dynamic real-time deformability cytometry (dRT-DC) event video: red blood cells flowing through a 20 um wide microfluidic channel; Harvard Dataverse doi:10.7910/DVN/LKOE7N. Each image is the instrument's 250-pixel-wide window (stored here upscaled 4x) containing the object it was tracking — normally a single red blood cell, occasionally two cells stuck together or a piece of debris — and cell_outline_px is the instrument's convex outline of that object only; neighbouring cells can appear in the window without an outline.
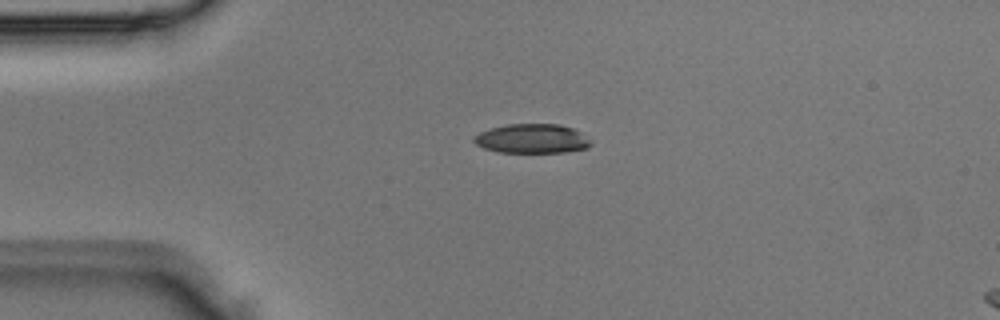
{"species": "Egyptian fruit bat (a non-hibernating species)", "species_latin": "Rousettus aegyptiacus", "temperature_condition": "room temperature", "stored_images_in_passage": 3, "camera_frame_rate_fps": 3000, "um_per_image_px": 0.085, "animal": {"sex": "male"}, "frame": {"image": 1, "passage_image": 2, "time_ms": 0.333, "image_size_px": [1000, 320], "cell_outline_px": [[592, 144], [588, 148], [564, 152], [496, 152], [484, 148], [476, 144], [472, 140], [472, 136], [480, 132], [492, 128], [508, 124], [560, 124], [572, 128], [580, 132], [592, 140]], "centroid_in_image_um": [45.23, 11.79], "position_along_channel_um": 39.8, "area_um2": 20.06}}
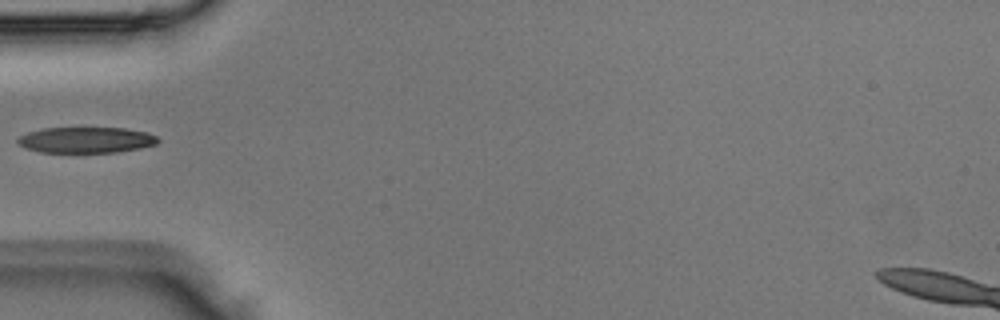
{"frame": {"image": 2, "passage_image": 3, "time_ms": 0.667, "image_size_px": [1000, 320], "cell_outline_px": [[160, 140], [156, 144], [140, 148], [116, 152], [40, 152], [28, 148], [20, 144], [16, 140], [20, 136], [28, 132], [44, 128], [124, 128], [148, 132], [156, 136]], "centroid_in_image_um": [7.36, 11.89], "position_along_channel_um": 77.6, "area_um2": 20.98}}